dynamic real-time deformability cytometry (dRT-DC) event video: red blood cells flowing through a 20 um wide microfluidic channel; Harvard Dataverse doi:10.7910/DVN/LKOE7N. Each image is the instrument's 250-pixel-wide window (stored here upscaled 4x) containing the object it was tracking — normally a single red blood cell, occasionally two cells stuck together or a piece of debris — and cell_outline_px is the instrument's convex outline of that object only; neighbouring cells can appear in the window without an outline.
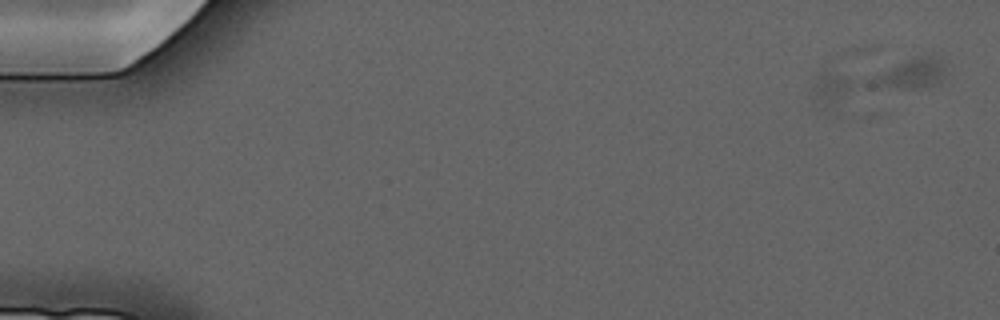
{"species": "common noctule bat (a hibernating species)", "species_latin": "Nyctalus noctula", "temperature_condition": "cold", "stored_images_in_passage": 4, "camera_frame_rate_fps": 3000, "um_per_image_px": 0.085, "animal": {"sex": "male", "forearm_length_mm": 52.5}, "frame": {"image": 1, "passage_image": 1, "time_ms": 0.0, "image_size_px": [1000, 320], "cell_outline_px": [[944, 76], [940, 84], [928, 88], [828, 104], [812, 96], [812, 84], [816, 72], [932, 52], [944, 64]], "centroid_in_image_um": [74.66, 6.68], "position_along_channel_um": 10.3, "area_um2": 31.44}}